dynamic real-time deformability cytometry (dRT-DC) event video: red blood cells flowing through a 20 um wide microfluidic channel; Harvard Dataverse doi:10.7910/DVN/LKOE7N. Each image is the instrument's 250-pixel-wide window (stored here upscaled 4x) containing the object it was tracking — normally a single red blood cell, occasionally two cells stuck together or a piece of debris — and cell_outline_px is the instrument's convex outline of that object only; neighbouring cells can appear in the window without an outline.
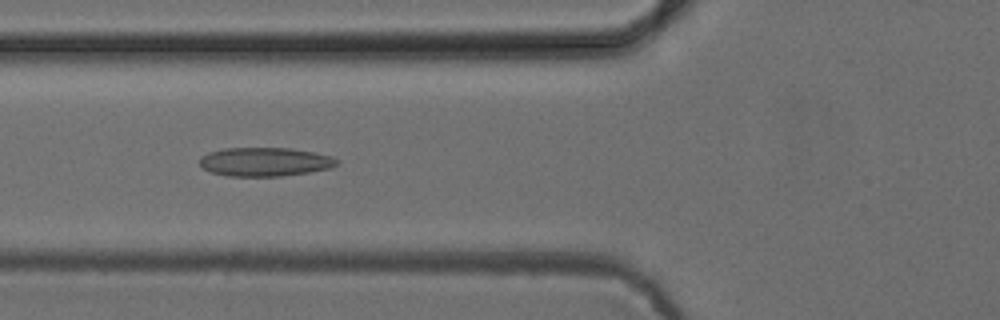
{"species": "common noctule bat (a hibernating species)", "species_latin": "Nyctalus noctula", "temperature_condition": "cold", "stored_images_in_passage": 54, "camera_frame_rate_fps": 3000, "um_per_image_px": 0.085, "animal": {"sex": "female", "body_mass_g": 24.6, "forearm_length_mm": 56.2}, "frame": {"image": 1, "passage_image": 20, "time_ms": 6.333, "image_size_px": [1000, 320], "cell_outline_px": [[340, 160], [336, 164], [328, 168], [308, 172], [280, 176], [228, 176], [212, 172], [204, 168], [200, 164], [200, 156], [208, 152], [224, 148], [292, 148], [332, 156]], "centroid_in_image_um": [22.49, 13.74], "position_along_channel_um": 103.3, "area_um2": 22.89}}
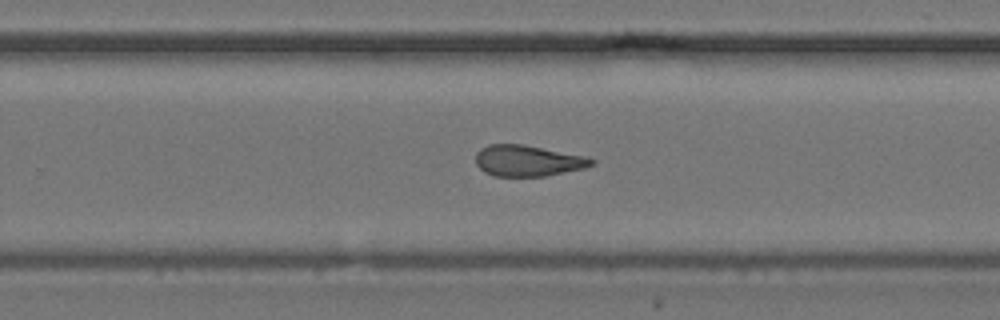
{"frame": {"image": 2, "passage_image": 34, "time_ms": 11.0, "image_size_px": [1000, 320], "cell_outline_px": [[596, 164], [584, 168], [544, 176], [492, 176], [484, 172], [476, 164], [476, 152], [480, 148], [488, 144], [524, 144], [588, 156], [596, 160]], "centroid_in_image_um": [44.88, 13.65], "position_along_channel_um": 284.9, "area_um2": 21.27}}
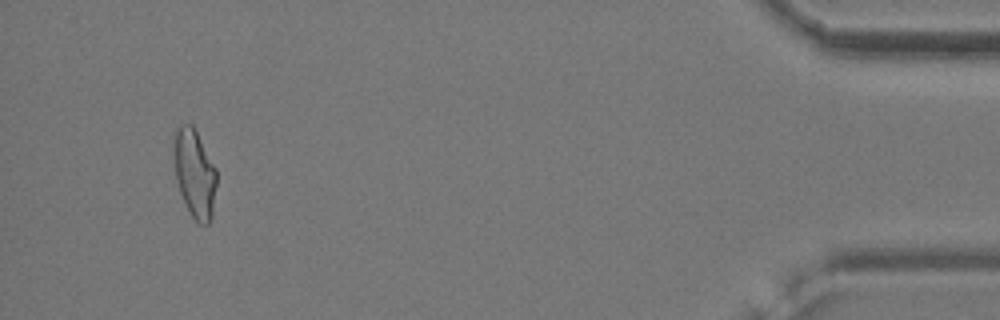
{"frame": {"image": 3, "passage_image": 50, "time_ms": 16.333, "image_size_px": [1000, 320], "cell_outline_px": [[216, 184], [212, 216], [208, 224], [200, 224], [192, 216], [180, 192], [176, 180], [172, 132], [180, 124], [192, 124], [216, 168]], "centroid_in_image_um": [16.52, 14.69], "position_along_channel_um": 418.7, "area_um2": 21.91}, "authors_computed_cell_mechanics": {"area_um2": 21.9929, "velocity_mm_per_s": 3.8951, "shape_relaxation_time_tau1_ms": null, "shape_relaxation_time_tau2_ms": 2.8803, "deformation_change_tau1": null, "deformation_change_tau2": 0.1169}}